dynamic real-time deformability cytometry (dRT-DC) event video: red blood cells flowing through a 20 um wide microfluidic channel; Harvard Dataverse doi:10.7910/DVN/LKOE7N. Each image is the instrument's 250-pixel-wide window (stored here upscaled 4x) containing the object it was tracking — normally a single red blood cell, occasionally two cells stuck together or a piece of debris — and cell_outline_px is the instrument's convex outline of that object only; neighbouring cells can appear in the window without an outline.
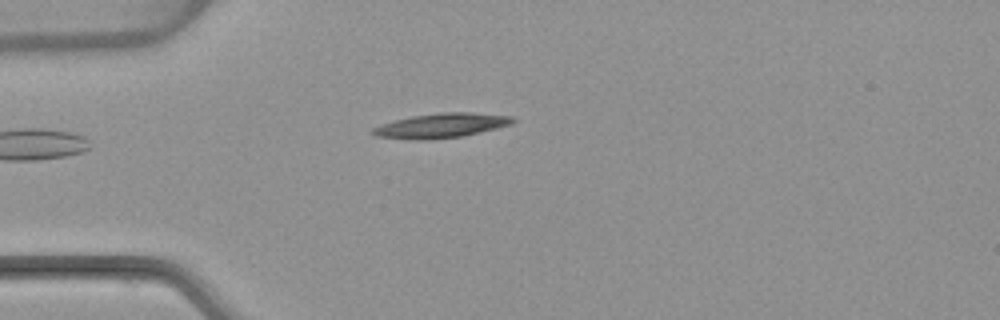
{"species": "common noctule bat (a hibernating species)", "species_latin": "Nyctalus noctula", "temperature_condition": "warm", "stored_images_in_passage": 1, "camera_frame_rate_fps": 3000, "um_per_image_px": 0.085, "animal": {"sex": "female", "body_mass_g": 22.7, "forearm_length_mm": 54.2}, "frame": {"image": 1, "passage_image": 1, "time_ms": 0.0, "image_size_px": [1000, 320], "cell_outline_px": [[516, 120], [512, 124], [496, 128], [460, 136], [428, 140], [416, 140], [376, 136], [372, 132], [372, 128], [380, 124], [412, 116], [440, 112], [472, 112], [512, 116]], "centroid_in_image_um": [37.5, 10.66], "position_along_channel_um": 47.5, "area_um2": 19.88}}